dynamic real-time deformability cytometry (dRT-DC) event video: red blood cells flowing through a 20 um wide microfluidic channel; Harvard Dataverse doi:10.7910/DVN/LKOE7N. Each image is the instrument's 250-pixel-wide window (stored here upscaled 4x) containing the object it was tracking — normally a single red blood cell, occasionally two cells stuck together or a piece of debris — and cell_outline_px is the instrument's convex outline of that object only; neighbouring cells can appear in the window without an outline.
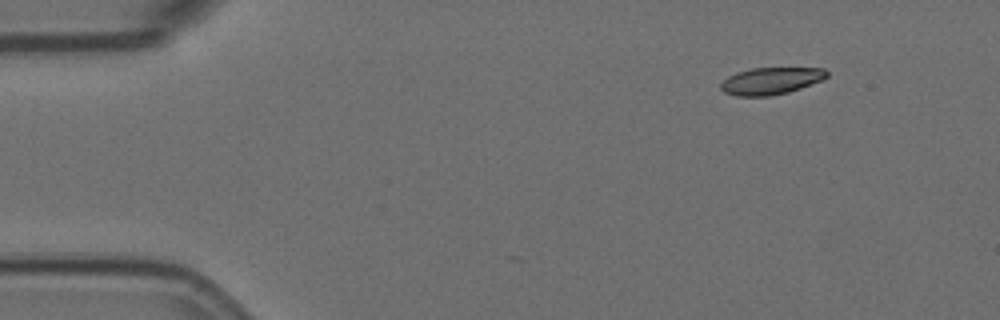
{"species": "Egyptian fruit bat (a non-hibernating species)", "species_latin": "Rousettus aegyptiacus", "temperature_condition": "room temperature", "stored_images_in_passage": 3, "camera_frame_rate_fps": 3000, "um_per_image_px": 0.085, "animal": {"sex": "female"}, "frame": {"image": 1, "passage_image": 1, "time_ms": 0.0, "image_size_px": [1000, 320], "cell_outline_px": [[828, 76], [824, 80], [788, 92], [768, 96], [736, 96], [724, 92], [720, 88], [720, 84], [728, 76], [736, 72], [752, 68], [824, 68], [828, 72]], "centroid_in_image_um": [65.53, 6.87], "position_along_channel_um": 19.5, "area_um2": 16.76}}